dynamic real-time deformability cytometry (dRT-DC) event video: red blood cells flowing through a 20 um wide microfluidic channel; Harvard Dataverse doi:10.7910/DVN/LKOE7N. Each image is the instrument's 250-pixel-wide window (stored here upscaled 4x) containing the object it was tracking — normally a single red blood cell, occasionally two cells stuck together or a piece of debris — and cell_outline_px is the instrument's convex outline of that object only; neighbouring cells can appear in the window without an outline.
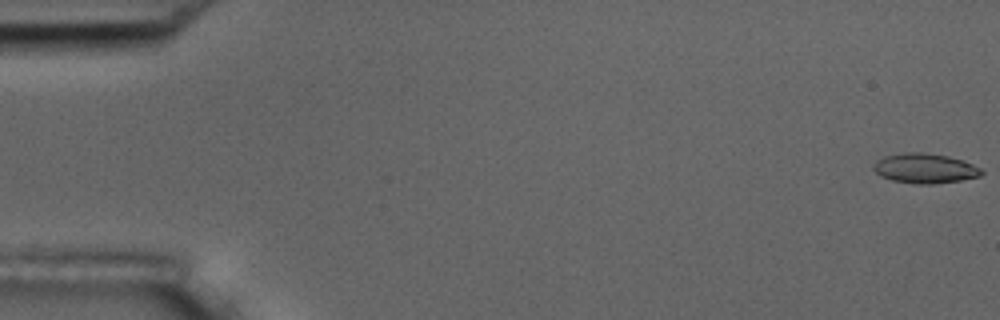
{"species": "common noctule bat (a hibernating species)", "species_latin": "Nyctalus noctula", "temperature_condition": "room temperature", "stored_images_in_passage": 57, "camera_frame_rate_fps": 3000, "um_per_image_px": 0.085, "animal": {"sex": "male", "body_mass_g": 17.5, "forearm_length_mm": 52.3}, "frame": {"image": 1, "passage_image": 1, "time_ms": 0.0, "image_size_px": [1000, 320], "cell_outline_px": [[984, 172], [980, 176], [960, 180], [932, 184], [916, 184], [892, 180], [880, 176], [872, 168], [872, 164], [876, 160], [884, 156], [904, 152], [920, 152], [948, 156], [964, 160], [980, 168]], "centroid_in_image_um": [78.58, 14.3], "position_along_channel_um": 6.4, "area_um2": 18.84}}
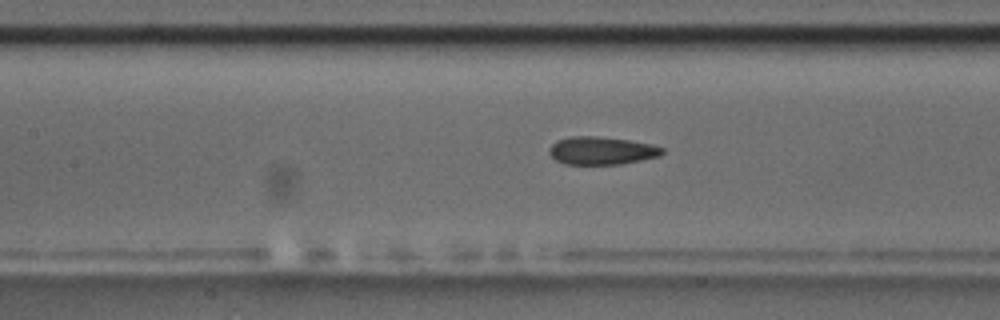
{"frame": {"image": 2, "passage_image": 26, "time_ms": 8.333, "image_size_px": [1000, 320], "cell_outline_px": [[664, 152], [660, 156], [620, 164], [564, 164], [556, 160], [548, 152], [548, 148], [556, 140], [572, 136], [596, 136], [628, 140], [652, 144], [664, 148]], "centroid_in_image_um": [51.12, 12.8], "position_along_channel_um": 156.3, "area_um2": 18.38}}
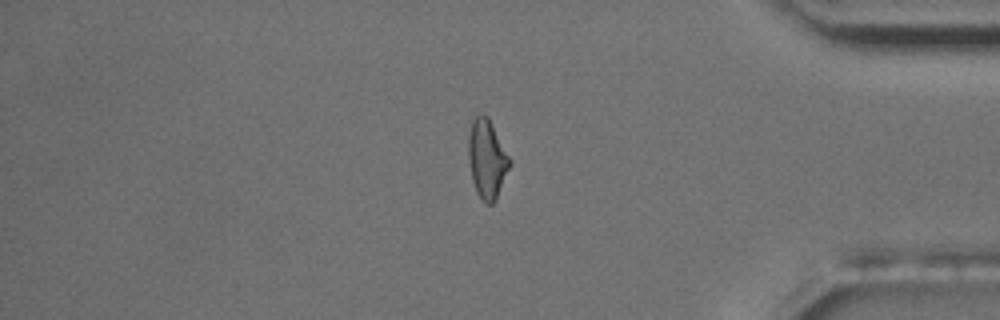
{"frame": {"image": 3, "passage_image": 48, "time_ms": 15.667, "image_size_px": [1000, 320], "cell_outline_px": [[512, 164], [496, 200], [492, 204], [488, 204], [476, 192], [472, 180], [468, 160], [468, 136], [472, 120], [476, 116], [488, 116], [512, 160]], "centroid_in_image_um": [41.41, 13.52], "position_along_channel_um": 393.8, "area_um2": 19.13}, "authors_computed_cell_mechanics": {"area_um2": 18.496, "velocity_mm_per_s": 3.5963, "shape_relaxation_time_tau1_ms": 6.8178, "shape_relaxation_time_tau2_ms": 2.2633, "deformation_change_tau1": 0.1624, "deformation_change_tau2": 0.1082}}